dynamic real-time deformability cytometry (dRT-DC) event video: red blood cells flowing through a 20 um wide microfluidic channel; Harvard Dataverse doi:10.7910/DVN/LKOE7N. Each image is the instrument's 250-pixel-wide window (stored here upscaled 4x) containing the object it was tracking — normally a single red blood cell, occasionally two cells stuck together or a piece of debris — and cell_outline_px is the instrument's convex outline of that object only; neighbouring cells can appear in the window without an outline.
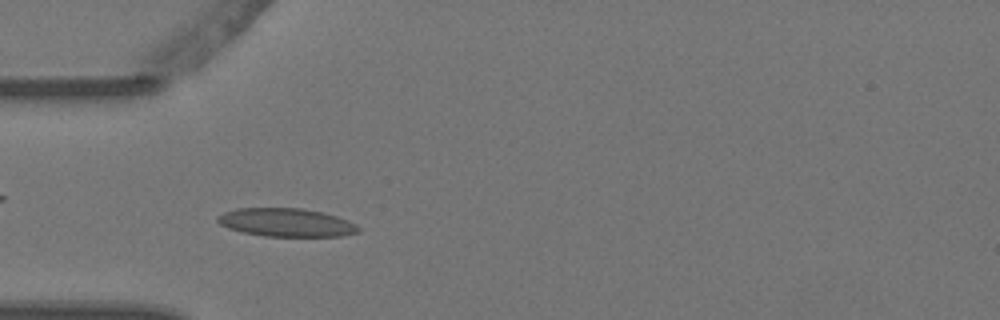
{"species": "Egyptian fruit bat (a non-hibernating species)", "species_latin": "Rousettus aegyptiacus", "temperature_condition": "warm", "stored_images_in_passage": 7, "camera_frame_rate_fps": 3000, "um_per_image_px": 0.085, "animal": {"sex": "female"}, "frame": {"image": 1, "passage_image": 4, "time_ms": 1.0, "image_size_px": [1000, 320], "cell_outline_px": [[360, 228], [356, 232], [344, 236], [264, 236], [244, 232], [228, 228], [220, 224], [216, 220], [216, 216], [224, 212], [236, 208], [304, 208], [336, 216], [348, 220], [356, 224]], "centroid_in_image_um": [24.31, 18.9], "position_along_channel_um": 60.7, "area_um2": 23.18}}
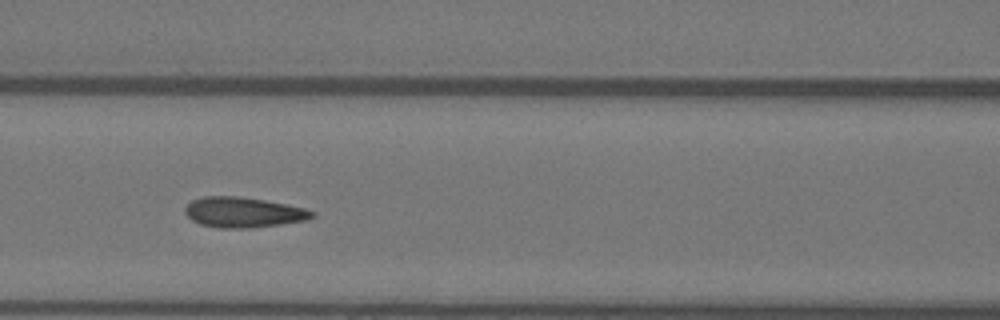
{"frame": {"image": 2, "passage_image": 6, "time_ms": 1.667, "image_size_px": [1000, 320], "cell_outline_px": [[316, 216], [308, 220], [280, 224], [248, 228], [220, 228], [200, 224], [192, 220], [184, 212], [184, 208], [192, 200], [204, 196], [236, 196], [264, 200], [304, 208], [316, 212]], "centroid_in_image_um": [20.69, 18.05], "position_along_channel_um": 145.9, "area_um2": 22.37}}
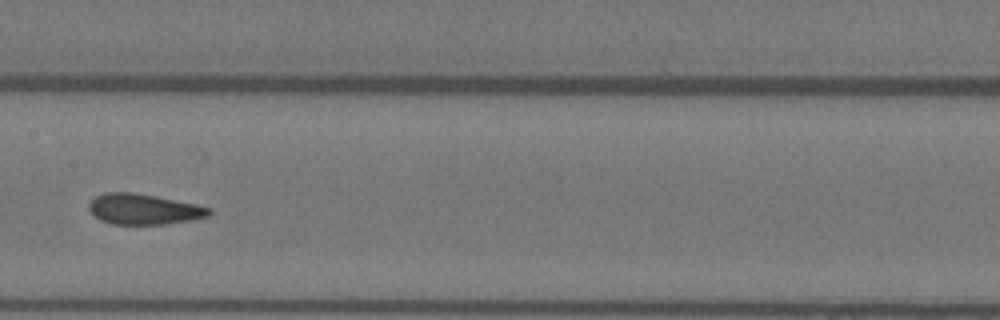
{"frame": {"image": 3, "passage_image": 7, "time_ms": 2.0, "image_size_px": [1000, 320], "cell_outline_px": [[212, 212], [208, 216], [188, 220], [164, 224], [112, 224], [100, 220], [88, 208], [88, 204], [96, 196], [104, 192], [132, 192], [156, 196], [196, 204], [212, 208]], "centroid_in_image_um": [12.21, 17.77], "position_along_channel_um": 195.2, "area_um2": 21.27}}